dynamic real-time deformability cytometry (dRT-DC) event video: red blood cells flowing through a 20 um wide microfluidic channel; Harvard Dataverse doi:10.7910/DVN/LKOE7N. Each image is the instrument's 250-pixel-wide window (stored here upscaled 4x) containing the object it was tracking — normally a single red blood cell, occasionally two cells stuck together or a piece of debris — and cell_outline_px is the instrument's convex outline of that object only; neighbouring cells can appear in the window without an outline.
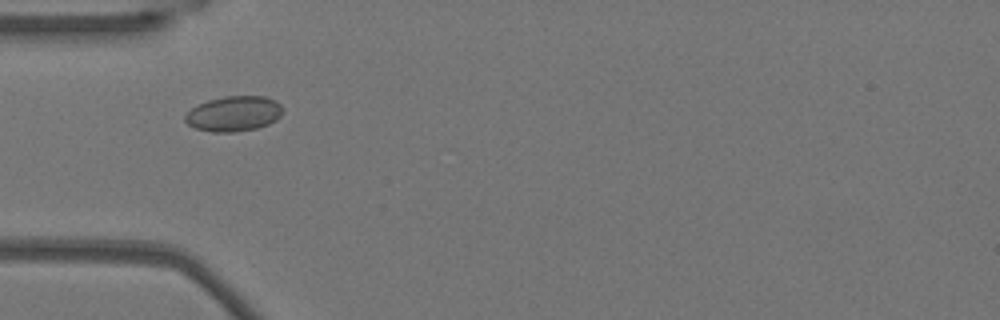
{"species": "Egyptian fruit bat (a non-hibernating species)", "species_latin": "Rousettus aegyptiacus", "temperature_condition": "warm", "stored_images_in_passage": 38, "camera_frame_rate_fps": 3000, "um_per_image_px": 0.085, "animal": {"sex": "female"}, "frame": {"image": 1, "passage_image": 1, "time_ms": 0.0, "image_size_px": [1000, 320], "cell_outline_px": [[284, 112], [276, 120], [268, 124], [256, 128], [236, 132], [212, 132], [196, 128], [188, 124], [184, 120], [184, 116], [192, 108], [208, 100], [224, 96], [264, 96], [276, 100], [284, 108]], "centroid_in_image_um": [19.91, 9.66], "position_along_channel_um": 65.1, "area_um2": 20.11}}
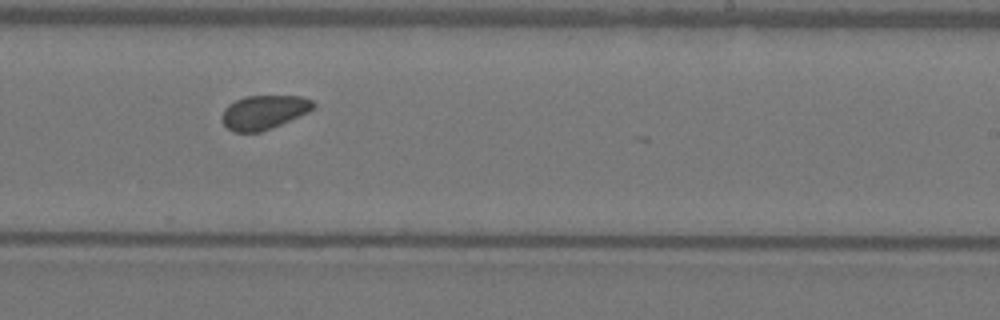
{"frame": {"image": 2, "passage_image": 17, "time_ms": 5.333, "image_size_px": [1000, 320], "cell_outline_px": [[316, 104], [308, 112], [272, 128], [260, 132], [232, 132], [224, 124], [224, 108], [228, 104], [244, 96], [300, 96], [312, 100]], "centroid_in_image_um": [22.44, 9.53], "position_along_channel_um": 266.6, "area_um2": 17.92}}
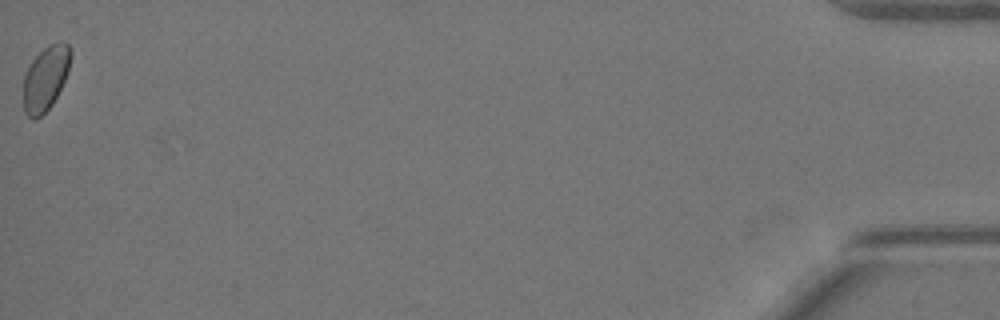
{"frame": {"image": 3, "passage_image": 38, "time_ms": 12.333, "image_size_px": [1000, 320], "cell_outline_px": [[72, 56], [64, 80], [52, 104], [36, 120], [32, 120], [24, 112], [24, 76], [32, 60], [48, 44], [68, 44], [72, 48]], "centroid_in_image_um": [3.86, 6.67], "position_along_channel_um": 431.3, "area_um2": 17.4}}